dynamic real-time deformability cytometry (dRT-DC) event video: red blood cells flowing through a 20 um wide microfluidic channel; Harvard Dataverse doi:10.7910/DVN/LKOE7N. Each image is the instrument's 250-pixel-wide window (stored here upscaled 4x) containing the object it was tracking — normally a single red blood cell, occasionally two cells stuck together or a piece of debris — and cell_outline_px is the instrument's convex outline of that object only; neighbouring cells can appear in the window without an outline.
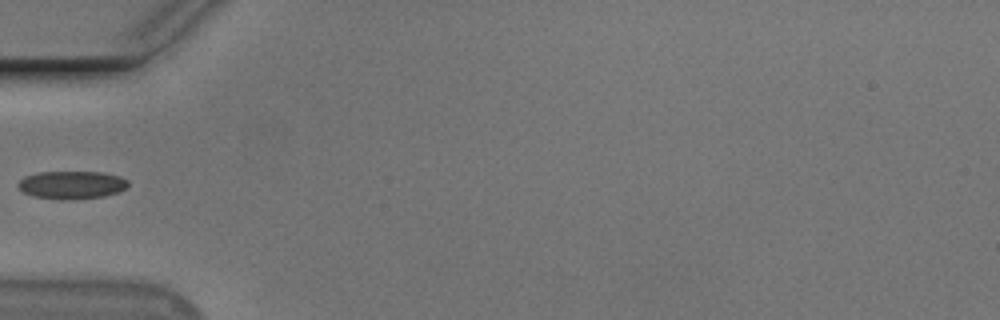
{"species": "Egyptian fruit bat (a non-hibernating species)", "species_latin": "Rousettus aegyptiacus", "temperature_condition": "cold", "stored_images_in_passage": 3, "camera_frame_rate_fps": 3000, "um_per_image_px": 0.085, "animal": {"sex": "male"}, "frame": {"image": 1, "passage_image": 2, "time_ms": 1.333, "image_size_px": [1000, 320], "cell_outline_px": [[128, 184], [120, 192], [104, 196], [76, 200], [64, 200], [32, 196], [24, 192], [16, 184], [24, 176], [40, 172], [104, 172], [120, 176], [128, 180]], "centroid_in_image_um": [6.11, 15.72], "position_along_channel_um": 78.9, "area_um2": 18.09}}